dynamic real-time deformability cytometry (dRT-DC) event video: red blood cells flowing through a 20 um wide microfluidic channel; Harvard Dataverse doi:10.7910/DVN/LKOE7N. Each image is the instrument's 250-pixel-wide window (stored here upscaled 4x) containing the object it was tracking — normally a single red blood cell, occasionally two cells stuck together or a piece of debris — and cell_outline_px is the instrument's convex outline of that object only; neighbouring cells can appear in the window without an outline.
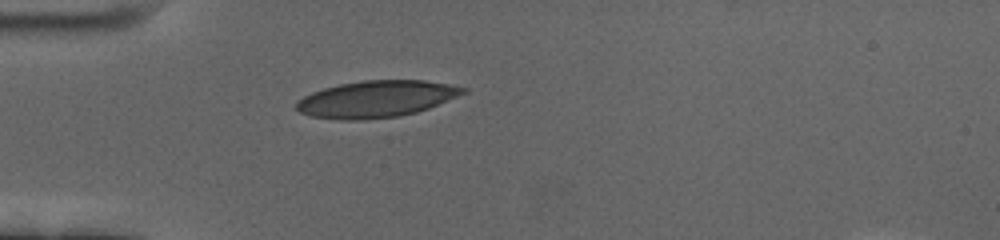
{"species": "human", "species_latin": "Homo sapiens", "temperature_condition": "cold", "stored_images_in_passage": 42, "camera_frame_rate_fps": 3000, "um_per_image_px": 0.085, "donor": {"sex": "female"}, "frame": {"image": 1, "passage_image": 1, "time_ms": 0.0, "image_size_px": [1000, 240], "cell_outline_px": [[468, 92], [428, 108], [416, 112], [400, 116], [364, 120], [340, 120], [312, 116], [300, 112], [296, 108], [296, 100], [312, 92], [324, 88], [340, 84], [364, 80], [424, 80], [448, 84], [468, 88]], "centroid_in_image_um": [31.98, 8.42], "position_along_channel_um": 53.0, "area_um2": 35.66}}
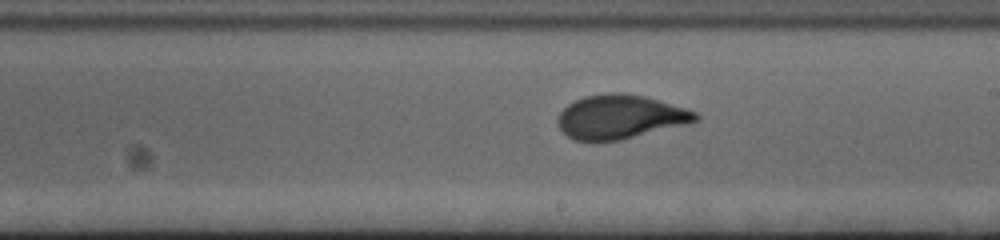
{"frame": {"image": 2, "passage_image": 18, "time_ms": 5.667, "image_size_px": [1000, 240], "cell_outline_px": [[700, 120], [620, 140], [572, 140], [560, 128], [556, 120], [560, 112], [568, 104], [584, 96], [612, 92], [620, 92], [644, 96], [684, 108], [696, 112], [700, 116]], "centroid_in_image_um": [52.68, 9.92], "position_along_channel_um": 236.3, "area_um2": 34.8}}
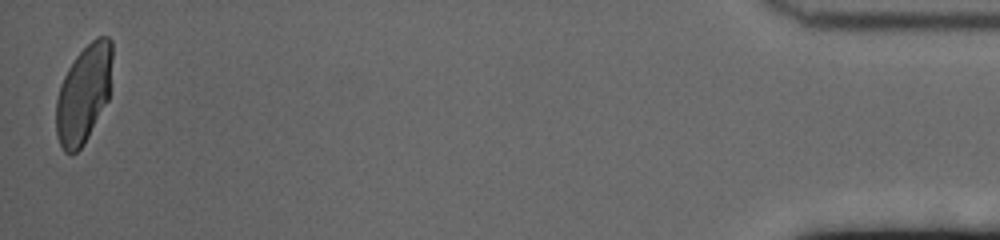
{"frame": {"image": 3, "passage_image": 42, "time_ms": 13.667, "image_size_px": [1000, 240], "cell_outline_px": [[112, 60], [108, 100], [84, 144], [76, 152], [64, 152], [56, 136], [56, 100], [60, 84], [68, 68], [76, 56], [96, 36], [108, 36], [112, 40]], "centroid_in_image_um": [7.11, 7.96], "position_along_channel_um": 428.1, "area_um2": 32.02}, "authors_computed_cell_mechanics": {"area_um2": 34.8245, "velocity_mm_per_s": 3.4482, "shape_relaxation_time_tau1_ms": 5.2089, "shape_relaxation_time_tau2_ms": null, "deformation_change_tau1": 0.1889, "deformation_change_tau2": null}}